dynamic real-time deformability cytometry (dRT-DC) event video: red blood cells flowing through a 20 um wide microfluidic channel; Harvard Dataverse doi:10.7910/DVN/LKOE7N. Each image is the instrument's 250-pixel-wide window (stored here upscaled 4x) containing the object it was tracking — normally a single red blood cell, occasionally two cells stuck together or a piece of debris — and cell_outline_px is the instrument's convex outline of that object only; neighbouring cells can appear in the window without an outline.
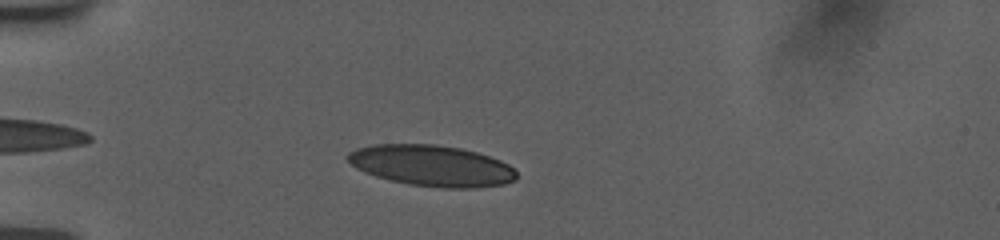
{"species": "human", "species_latin": "Homo sapiens", "temperature_condition": "room temperature", "stored_images_in_passage": 40, "camera_frame_rate_fps": 3000, "um_per_image_px": 0.085, "donor": {"sex": "female"}, "frame": {"image": 1, "passage_image": 5, "time_ms": 1.333, "image_size_px": [1000, 240], "cell_outline_px": [[516, 180], [504, 184], [476, 188], [440, 188], [408, 184], [376, 176], [356, 168], [344, 156], [348, 152], [356, 148], [372, 144], [436, 144], [460, 148], [476, 152], [500, 160], [508, 164], [516, 172]], "centroid_in_image_um": [36.68, 14.08], "position_along_channel_um": 48.3, "area_um2": 40.46}}
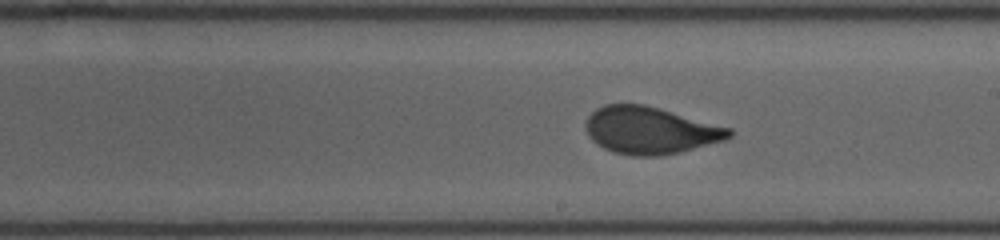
{"frame": {"image": 2, "passage_image": 22, "time_ms": 7.0, "image_size_px": [1000, 240], "cell_outline_px": [[732, 136], [724, 140], [680, 152], [660, 156], [632, 156], [612, 152], [596, 144], [588, 136], [584, 124], [588, 116], [596, 108], [604, 104], [644, 104], [660, 108], [732, 128]], "centroid_in_image_um": [55.24, 11.08], "position_along_channel_um": 233.8, "area_um2": 39.65}}
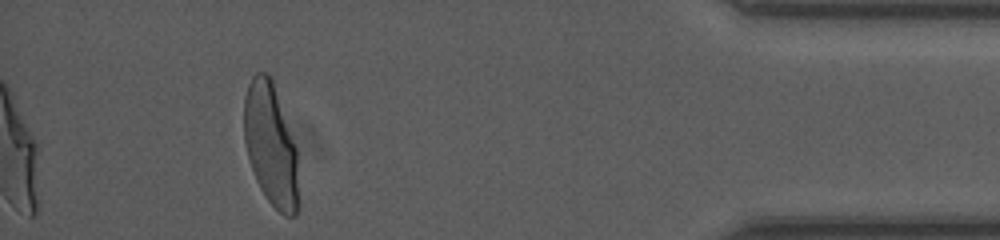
{"frame": {"image": 3, "passage_image": 40, "time_ms": 13.0, "image_size_px": [1000, 240], "cell_outline_px": [[300, 204], [296, 216], [284, 216], [268, 200], [260, 188], [256, 180], [248, 156], [244, 140], [244, 96], [248, 84], [252, 76], [256, 72], [268, 72], [272, 76], [296, 148]], "centroid_in_image_um": [23.03, 12.3], "position_along_channel_um": 412.2, "area_um2": 39.42}, "authors_computed_cell_mechanics": {"area_um2": 39.4774, "velocity_mm_per_s": 3.7606, "shape_relaxation_time_tau1_ms": 5.836, "shape_relaxation_time_tau2_ms": null, "deformation_change_tau1": 0.2018, "deformation_change_tau2": null}}